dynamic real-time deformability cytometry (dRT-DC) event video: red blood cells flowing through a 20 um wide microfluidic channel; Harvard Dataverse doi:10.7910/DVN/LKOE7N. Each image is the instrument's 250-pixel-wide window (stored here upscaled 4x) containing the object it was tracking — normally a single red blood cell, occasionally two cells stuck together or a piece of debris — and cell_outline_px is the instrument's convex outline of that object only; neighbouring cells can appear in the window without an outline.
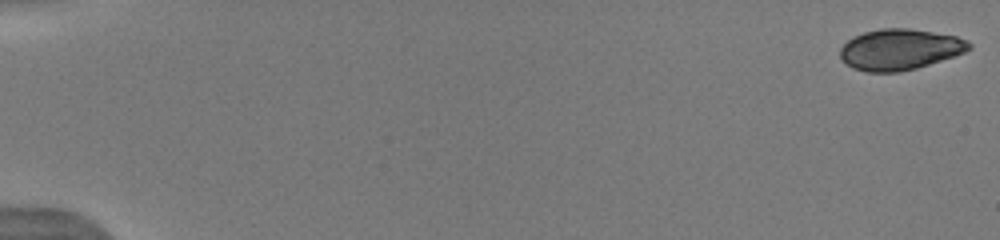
{"species": "human", "species_latin": "Homo sapiens", "temperature_condition": "warm", "stored_images_in_passage": 72, "camera_frame_rate_fps": 3000, "um_per_image_px": 0.085, "donor": {"sex": "male"}, "frame": {"image": 1, "passage_image": 1, "time_ms": 0.0, "image_size_px": [1000, 240], "cell_outline_px": [[972, 48], [964, 52], [916, 68], [900, 72], [868, 72], [852, 68], [840, 56], [840, 48], [852, 36], [864, 32], [880, 28], [908, 28], [956, 36], [968, 40], [972, 44]], "centroid_in_image_um": [76.47, 4.19], "position_along_channel_um": 8.5, "area_um2": 30.58}}
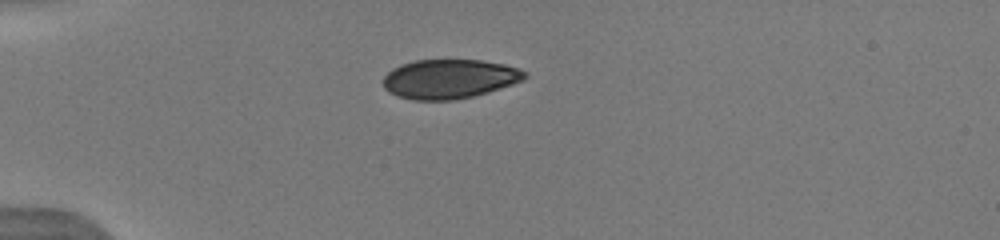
{"frame": {"image": 2, "passage_image": 21, "time_ms": 4.667, "image_size_px": [1000, 240], "cell_outline_px": [[528, 76], [524, 80], [488, 92], [456, 100], [412, 100], [396, 96], [388, 92], [384, 88], [380, 80], [392, 68], [400, 64], [416, 60], [480, 60], [504, 64], [520, 68], [528, 72]], "centroid_in_image_um": [38.18, 6.71], "position_along_channel_um": 46.8, "area_um2": 32.83}}
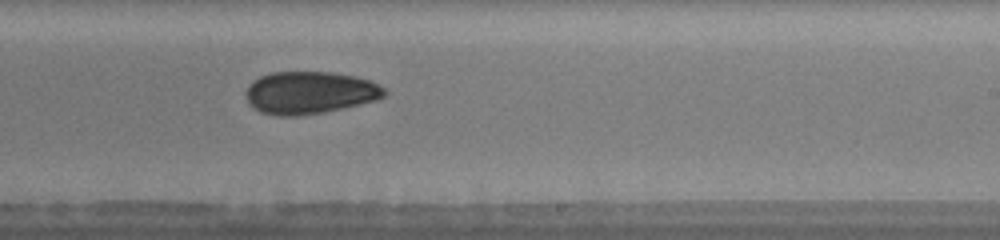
{"frame": {"image": 3, "passage_image": 58, "time_ms": 10.667, "image_size_px": [1000, 240], "cell_outline_px": [[388, 92], [384, 96], [376, 100], [344, 108], [324, 112], [300, 116], [280, 116], [260, 112], [252, 108], [248, 104], [244, 96], [244, 92], [248, 84], [252, 80], [260, 76], [272, 72], [332, 72], [356, 76], [372, 80], [380, 84]], "centroid_in_image_um": [26.3, 7.87], "position_along_channel_um": 262.7, "area_um2": 34.91}}